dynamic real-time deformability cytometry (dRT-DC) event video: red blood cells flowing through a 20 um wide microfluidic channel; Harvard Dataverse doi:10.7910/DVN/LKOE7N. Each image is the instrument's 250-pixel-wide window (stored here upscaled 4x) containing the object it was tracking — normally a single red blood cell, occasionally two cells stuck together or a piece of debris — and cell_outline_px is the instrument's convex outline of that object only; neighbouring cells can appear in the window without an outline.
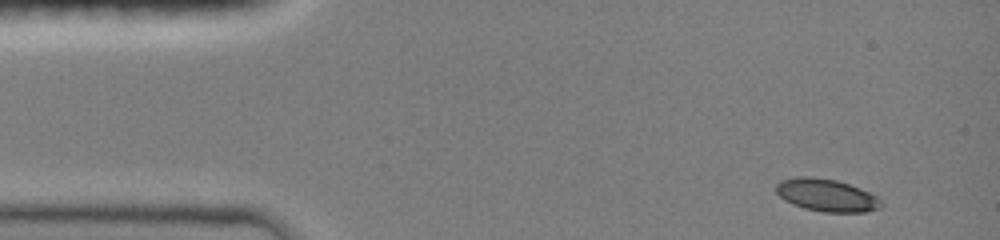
{"species": "common noctule bat (a hibernating species)", "species_latin": "Nyctalus noctula", "temperature_condition": "room temperature", "stored_images_in_passage": 41, "camera_frame_rate_fps": 3000, "um_per_image_px": 0.085, "animal": {"sex": "female", "body_mass_g": 19.0, "forearm_length_mm": 51.5}, "frame": {"image": 1, "passage_image": 1, "time_ms": 0.0, "image_size_px": [1000, 240], "cell_outline_px": [[884, 204], [880, 208], [868, 212], [824, 212], [804, 208], [792, 204], [784, 200], [776, 192], [776, 184], [780, 180], [796, 176], [812, 176], [836, 180], [860, 188], [880, 196]], "centroid_in_image_um": [70.29, 16.59], "position_along_channel_um": 14.7, "area_um2": 20.29}}
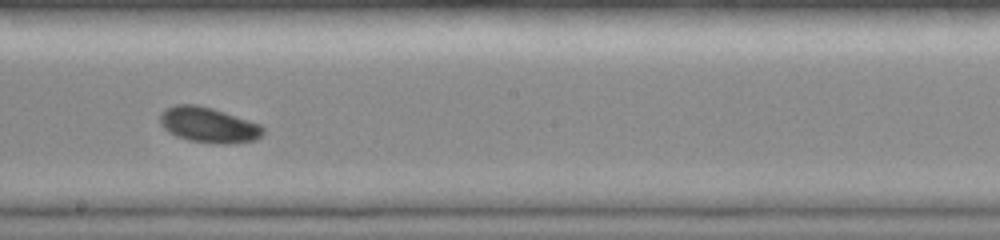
{"frame": {"image": 2, "passage_image": 22, "time_ms": 7.0, "image_size_px": [1000, 240], "cell_outline_px": [[264, 132], [256, 140], [224, 144], [220, 144], [188, 140], [176, 136], [168, 132], [160, 124], [160, 112], [164, 108], [176, 104], [196, 104], [212, 108], [260, 124], [264, 128]], "centroid_in_image_um": [17.68, 10.61], "position_along_channel_um": 230.5, "area_um2": 21.27}}
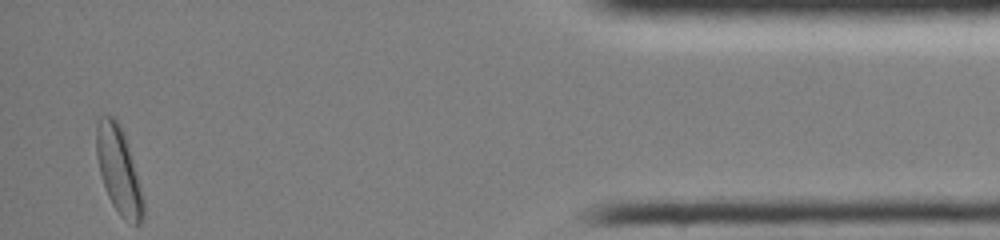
{"frame": {"image": 3, "passage_image": 41, "time_ms": 13.333, "image_size_px": [1000, 240], "cell_outline_px": [[144, 216], [140, 224], [136, 224], [124, 220], [120, 216], [112, 204], [108, 196], [100, 176], [96, 156], [96, 128], [100, 116], [112, 116], [120, 124], [124, 132], [144, 200]], "centroid_in_image_um": [10.08, 14.49], "position_along_channel_um": 425.1, "area_um2": 23.64}, "authors_computed_cell_mechanics": {"area_um2": 20.6346, "velocity_mm_per_s": 3.9955, "shape_relaxation_time_tau1_ms": 2.4598, "shape_relaxation_time_tau2_ms": null, "deformation_change_tau1": 0.0656, "deformation_change_tau2": null}}